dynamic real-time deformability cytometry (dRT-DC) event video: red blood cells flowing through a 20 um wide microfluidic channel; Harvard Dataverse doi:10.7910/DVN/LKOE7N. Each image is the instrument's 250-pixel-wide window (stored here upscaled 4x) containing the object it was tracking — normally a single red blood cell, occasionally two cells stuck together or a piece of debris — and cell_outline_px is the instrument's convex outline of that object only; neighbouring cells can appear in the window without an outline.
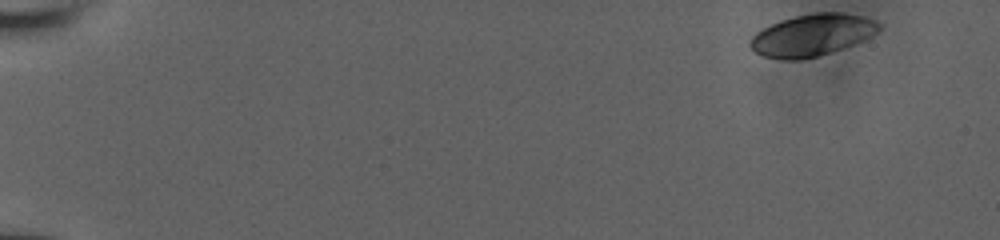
{"species": "human", "species_latin": "Homo sapiens", "temperature_condition": "room temperature", "stored_images_in_passage": 52, "camera_frame_rate_fps": 3000, "um_per_image_px": 0.085, "donor": {"sex": "male"}, "frame": {"image": 1, "passage_image": 1, "time_ms": 0.0, "image_size_px": [1000, 240], "cell_outline_px": [[880, 28], [876, 32], [864, 40], [816, 56], [796, 60], [784, 60], [764, 56], [756, 52], [748, 44], [752, 36], [756, 32], [780, 20], [796, 16], [816, 12], [844, 12], [876, 20], [880, 24]], "centroid_in_image_um": [69.01, 2.97], "position_along_channel_um": 16.0, "area_um2": 30.98}}
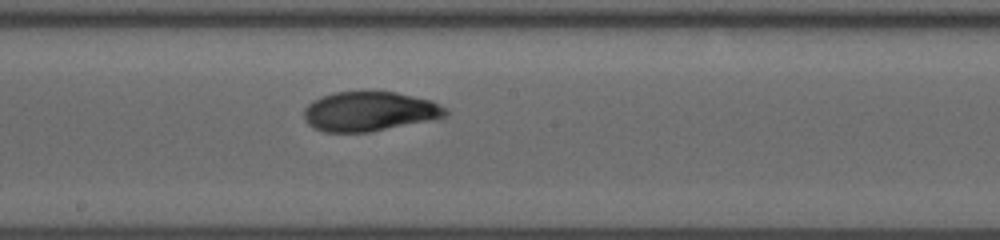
{"frame": {"image": 2, "passage_image": 29, "time_ms": 9.667, "image_size_px": [1000, 240], "cell_outline_px": [[448, 116], [436, 120], [368, 132], [324, 132], [312, 128], [304, 120], [304, 108], [312, 100], [320, 96], [336, 92], [396, 92], [432, 100], [444, 108], [448, 112]], "centroid_in_image_um": [31.4, 9.48], "position_along_channel_um": 216.8, "area_um2": 32.95}}
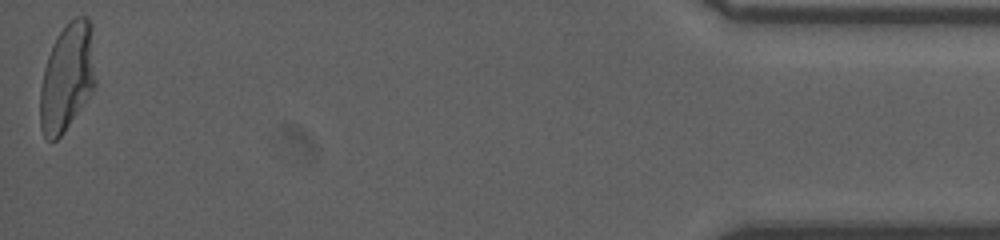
{"frame": {"image": 3, "passage_image": 52, "time_ms": 17.333, "image_size_px": [1000, 240], "cell_outline_px": [[96, 84], [92, 92], [64, 132], [56, 140], [48, 140], [44, 136], [40, 128], [40, 88], [44, 68], [52, 44], [60, 32], [76, 16], [88, 16], [92, 24], [96, 80]], "centroid_in_image_um": [5.72, 6.57], "position_along_channel_um": 429.5, "area_um2": 35.03}, "authors_computed_cell_mechanics": {"area_um2": 32.5414, "velocity_mm_per_s": 3.8388, "shape_relaxation_time_tau1_ms": 7.399, "shape_relaxation_time_tau2_ms": 1.338, "deformation_change_tau1": 0.2413, "deformation_change_tau2": 0.0632}}